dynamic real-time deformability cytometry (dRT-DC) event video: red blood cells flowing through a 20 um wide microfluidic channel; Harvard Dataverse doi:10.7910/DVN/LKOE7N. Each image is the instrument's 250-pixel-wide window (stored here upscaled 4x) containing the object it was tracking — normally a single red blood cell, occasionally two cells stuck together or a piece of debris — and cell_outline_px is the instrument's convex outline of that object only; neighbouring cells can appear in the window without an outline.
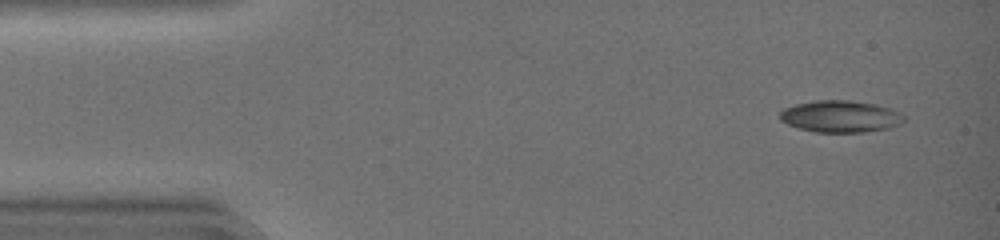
{"species": "common noctule bat (a hibernating species)", "species_latin": "Nyctalus noctula", "temperature_condition": "warm", "stored_images_in_passage": 27, "camera_frame_rate_fps": 3000, "um_per_image_px": 0.085, "animal": {"sex": "female", "body_mass_g": 19.0, "forearm_length_mm": 51.5}, "frame": {"image": 1, "passage_image": 1, "time_ms": 0.0, "image_size_px": [1000, 240], "cell_outline_px": [[904, 120], [900, 124], [888, 128], [864, 132], [816, 132], [796, 128], [780, 120], [780, 112], [784, 108], [796, 104], [816, 100], [848, 100], [876, 104], [892, 108], [900, 112], [904, 116]], "centroid_in_image_um": [71.44, 9.89], "position_along_channel_um": 13.6, "area_um2": 23.12}}
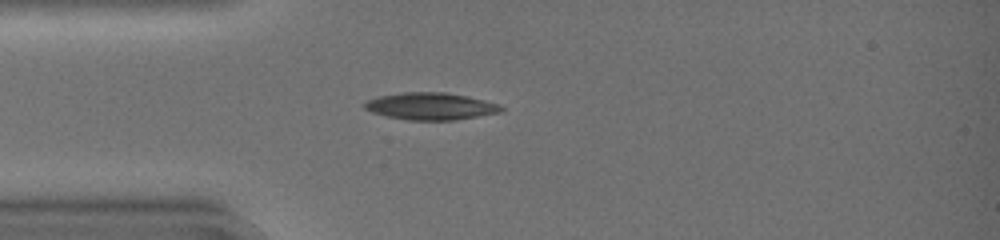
{"frame": {"image": 2, "passage_image": 10, "time_ms": 3.0, "image_size_px": [1000, 240], "cell_outline_px": [[504, 108], [500, 112], [456, 120], [408, 120], [384, 116], [372, 112], [364, 108], [364, 104], [368, 100], [380, 96], [404, 92], [444, 92], [468, 96], [500, 104]], "centroid_in_image_um": [36.62, 9.03], "position_along_channel_um": 48.4, "area_um2": 21.56}}
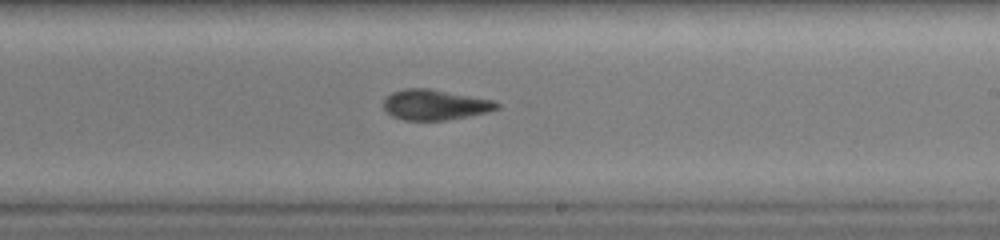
{"frame": {"image": 3, "passage_image": 25, "time_ms": 8.0, "image_size_px": [1000, 240], "cell_outline_px": [[500, 108], [488, 112], [444, 120], [404, 120], [392, 116], [384, 108], [384, 100], [392, 92], [404, 88], [428, 88], [496, 100], [500, 104]], "centroid_in_image_um": [37.0, 8.89], "position_along_channel_um": 252.0, "area_um2": 20.06}}